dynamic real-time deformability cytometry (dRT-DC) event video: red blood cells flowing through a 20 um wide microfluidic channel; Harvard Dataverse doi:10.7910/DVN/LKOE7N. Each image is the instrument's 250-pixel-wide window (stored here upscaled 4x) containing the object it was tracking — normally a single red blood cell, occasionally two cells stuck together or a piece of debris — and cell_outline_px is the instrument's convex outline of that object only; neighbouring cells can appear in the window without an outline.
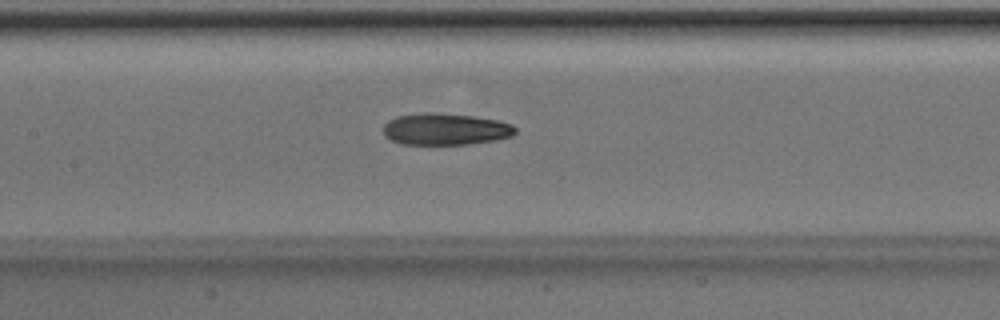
{"species": "Egyptian fruit bat (a non-hibernating species)", "species_latin": "Rousettus aegyptiacus", "temperature_condition": "room temperature", "stored_images_in_passage": 51, "camera_frame_rate_fps": 3000, "um_per_image_px": 0.085, "animal": {"sex": "male"}, "frame": {"image": 1, "passage_image": 24, "time_ms": 7.667, "image_size_px": [1000, 320], "cell_outline_px": [[516, 132], [512, 136], [496, 140], [468, 144], [400, 144], [384, 136], [384, 124], [388, 120], [396, 116], [424, 112], [432, 112], [472, 116], [496, 120], [512, 124], [516, 128]], "centroid_in_image_um": [37.84, 10.98], "position_along_channel_um": 169.6, "area_um2": 24.45}}
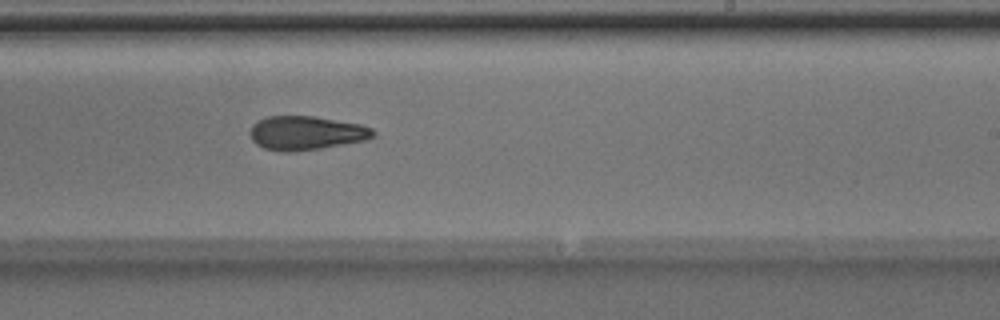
{"frame": {"image": 2, "passage_image": 31, "time_ms": 10.0, "image_size_px": [1000, 320], "cell_outline_px": [[376, 136], [364, 140], [344, 144], [320, 148], [292, 152], [280, 152], [264, 148], [256, 144], [252, 140], [248, 132], [252, 124], [268, 116], [312, 116], [360, 124], [372, 128], [376, 132]], "centroid_in_image_um": [26.0, 11.31], "position_along_channel_um": 263.0, "area_um2": 24.39}}
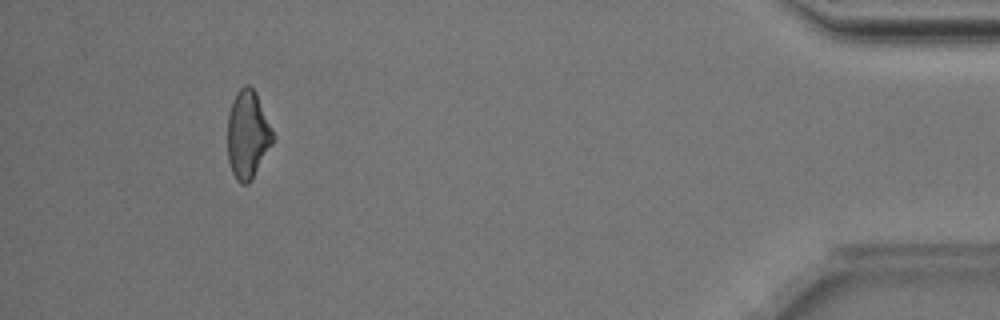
{"frame": {"image": 3, "passage_image": 47, "time_ms": 15.333, "image_size_px": [1000, 320], "cell_outline_px": [[276, 136], [272, 144], [252, 180], [248, 184], [240, 184], [236, 180], [232, 172], [228, 160], [228, 112], [232, 100], [236, 92], [244, 84], [248, 84], [256, 92]], "centroid_in_image_um": [21.06, 11.44], "position_along_channel_um": 414.1, "area_um2": 23.58}, "authors_computed_cell_mechanics": {"area_um2": 23.7558, "velocity_mm_per_s": 4.033, "shape_relaxation_time_tau1_ms": 4.531, "shape_relaxation_time_tau2_ms": 5.8373, "deformation_change_tau1": 0.1574, "deformation_change_tau2": 0.1365}}